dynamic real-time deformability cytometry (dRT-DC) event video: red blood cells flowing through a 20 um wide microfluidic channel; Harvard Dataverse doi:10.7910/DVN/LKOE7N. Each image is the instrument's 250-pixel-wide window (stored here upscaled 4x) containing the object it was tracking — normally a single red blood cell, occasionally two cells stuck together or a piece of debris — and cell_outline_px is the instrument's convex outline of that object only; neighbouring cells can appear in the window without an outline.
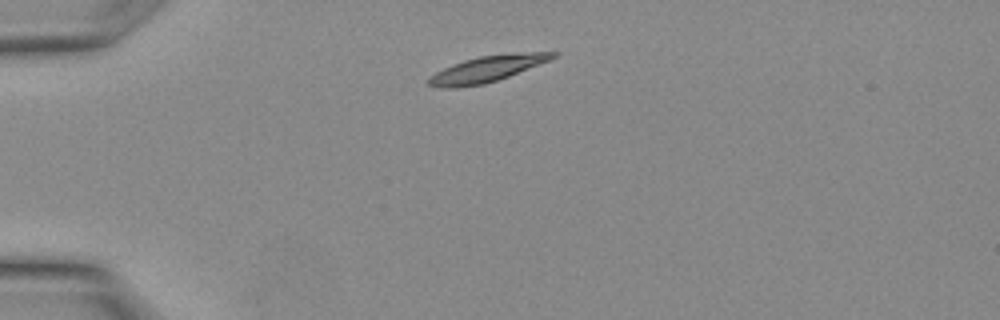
{"species": "Egyptian fruit bat (a non-hibernating species)", "species_latin": "Rousettus aegyptiacus", "temperature_condition": "warm", "stored_images_in_passage": 5, "camera_frame_rate_fps": 3000, "um_per_image_px": 0.085, "animal": {"sex": "female"}, "frame": {"image": 1, "passage_image": 1, "time_ms": 0.0, "image_size_px": [1000, 320], "cell_outline_px": [[560, 52], [556, 56], [548, 60], [508, 76], [484, 84], [456, 88], [436, 88], [428, 84], [428, 76], [452, 64], [464, 60], [480, 56], [512, 52]], "centroid_in_image_um": [41.34, 5.86], "position_along_channel_um": 43.7, "area_um2": 18.79}}
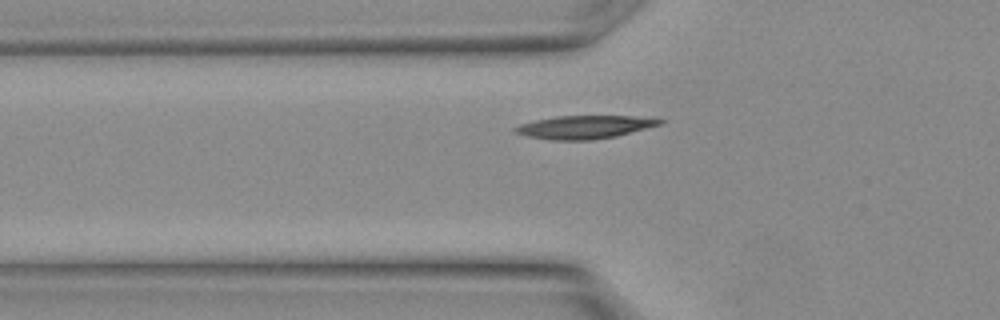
{"frame": {"image": 2, "passage_image": 4, "time_ms": 1.0, "image_size_px": [1000, 320], "cell_outline_px": [[664, 120], [660, 124], [616, 136], [592, 140], [552, 140], [528, 136], [516, 132], [512, 128], [520, 124], [536, 120], [556, 116], [632, 116]], "centroid_in_image_um": [49.64, 10.8], "position_along_channel_um": 76.2, "area_um2": 19.13}}